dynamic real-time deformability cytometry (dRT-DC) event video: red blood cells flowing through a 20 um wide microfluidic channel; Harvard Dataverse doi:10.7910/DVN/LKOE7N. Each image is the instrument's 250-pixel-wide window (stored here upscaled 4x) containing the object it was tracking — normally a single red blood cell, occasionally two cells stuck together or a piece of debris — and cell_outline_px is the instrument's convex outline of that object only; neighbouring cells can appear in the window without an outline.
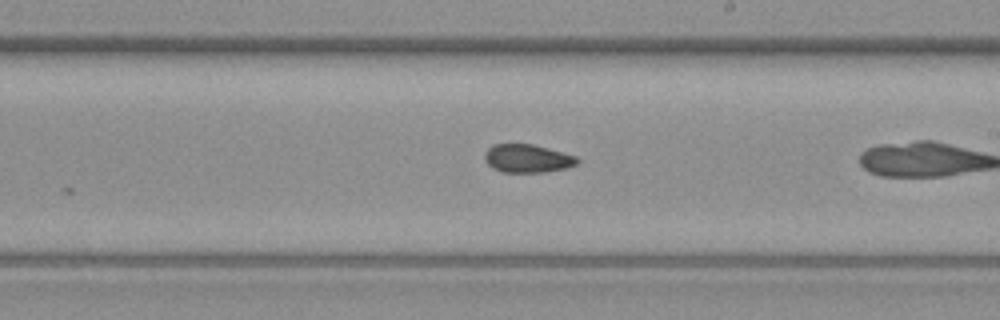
{"species": "common noctule bat (a hibernating species)", "species_latin": "Nyctalus noctula", "temperature_condition": "warm", "stored_images_in_passage": 17, "segment_of_instrument_passage": [2, 2], "camera_frame_rate_fps": 3000, "um_per_image_px": 0.085, "animal": {"sex": "female", "body_mass_g": 19.3, "forearm_length_mm": 54.1}, "frame": {"image": 1, "passage_image": 15, "time_ms": 4.667, "image_size_px": [1000, 320], "cell_outline_px": [[580, 160], [576, 164], [568, 168], [544, 172], [504, 172], [492, 168], [484, 160], [484, 152], [492, 144], [532, 144], [548, 148], [576, 156]], "centroid_in_image_um": [44.81, 13.47], "position_along_channel_um": 244.2, "area_um2": 15.32}}